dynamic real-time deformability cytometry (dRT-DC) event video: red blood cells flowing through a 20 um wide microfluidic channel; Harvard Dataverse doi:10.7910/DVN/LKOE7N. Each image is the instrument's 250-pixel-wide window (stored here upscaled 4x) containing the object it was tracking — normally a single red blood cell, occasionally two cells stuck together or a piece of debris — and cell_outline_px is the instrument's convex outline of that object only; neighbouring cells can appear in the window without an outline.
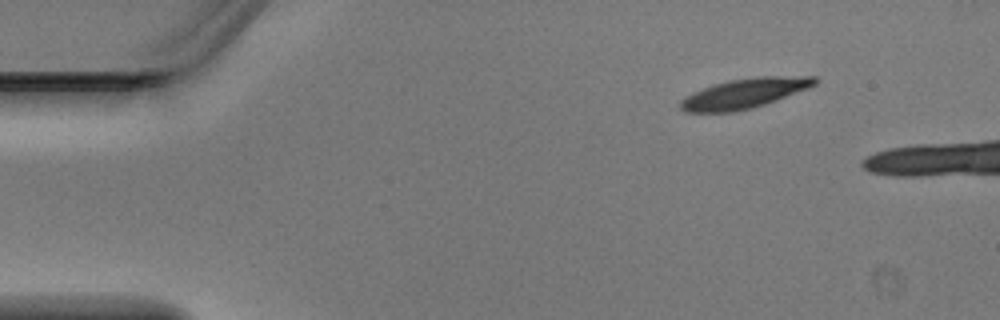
{"species": "Egyptian fruit bat (a non-hibernating species)", "species_latin": "Rousettus aegyptiacus", "temperature_condition": "warm", "stored_images_in_passage": 4, "segment_of_instrument_passage": [2, 2], "camera_frame_rate_fps": 3000, "um_per_image_px": 0.085, "animal": {"sex": "male"}, "frame": {"image": 1, "passage_image": 4, "time_ms": 1.0, "image_size_px": [1000, 320], "cell_outline_px": [[820, 80], [816, 84], [808, 88], [764, 104], [752, 108], [736, 112], [684, 112], [680, 108], [680, 100], [684, 96], [692, 92], [728, 80], [756, 76], [816, 76]], "centroid_in_image_um": [63.27, 7.93], "position_along_channel_um": 21.7, "area_um2": 23.41}}